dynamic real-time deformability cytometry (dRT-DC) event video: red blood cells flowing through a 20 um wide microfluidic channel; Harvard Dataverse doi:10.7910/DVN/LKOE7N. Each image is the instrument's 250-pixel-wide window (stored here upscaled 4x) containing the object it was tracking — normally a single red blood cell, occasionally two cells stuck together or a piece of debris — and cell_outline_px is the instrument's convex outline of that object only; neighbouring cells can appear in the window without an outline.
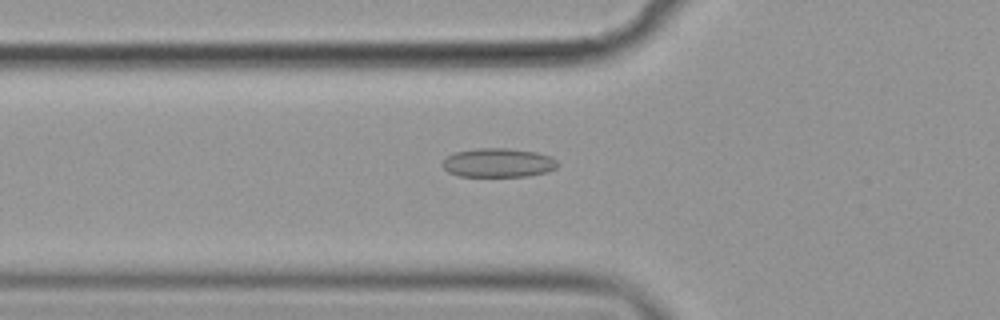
{"species": "common noctule bat (a hibernating species)", "species_latin": "Nyctalus noctula", "temperature_condition": "cold", "stored_images_in_passage": 47, "camera_frame_rate_fps": 3000, "um_per_image_px": 0.085, "animal": {"sex": "female", "body_mass_g": 19.9}, "frame": {"image": 1, "passage_image": 11, "time_ms": 3.333, "image_size_px": [1000, 320], "cell_outline_px": [[560, 164], [556, 168], [548, 172], [528, 176], [456, 176], [448, 172], [440, 164], [448, 156], [456, 152], [480, 148], [508, 148], [536, 152], [552, 156]], "centroid_in_image_um": [42.38, 13.84], "position_along_channel_um": 83.4, "area_um2": 19.59}}
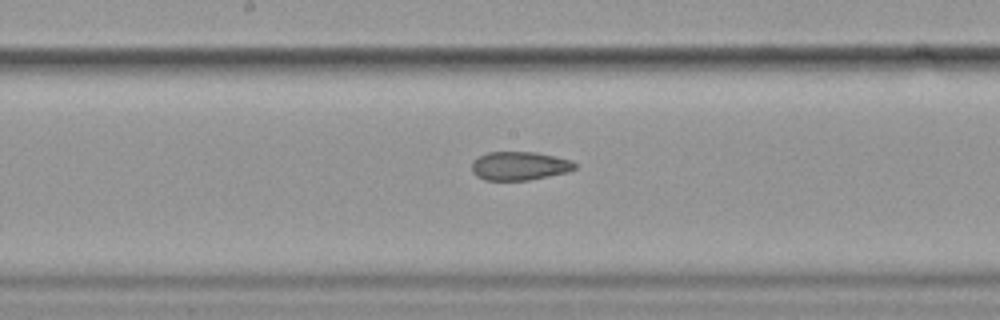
{"frame": {"image": 2, "passage_image": 21, "time_ms": 6.667, "image_size_px": [1000, 320], "cell_outline_px": [[576, 168], [568, 172], [528, 180], [484, 180], [476, 176], [472, 172], [472, 160], [488, 152], [536, 152], [572, 160], [576, 164]], "centroid_in_image_um": [44.15, 14.1], "position_along_channel_um": 204.1, "area_um2": 17.22}}
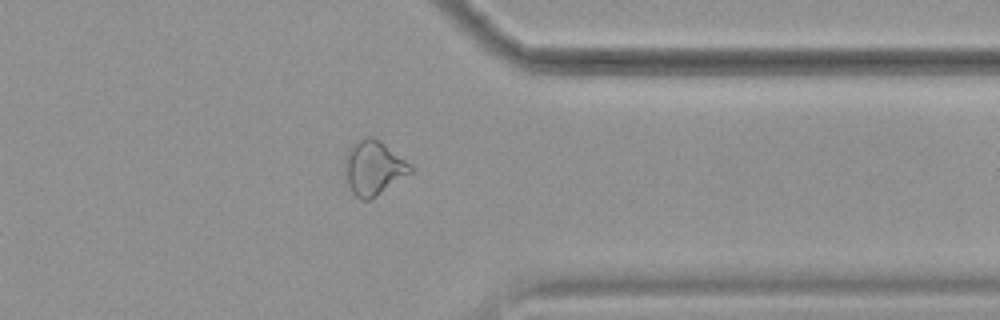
{"frame": {"image": 3, "passage_image": 36, "time_ms": 11.667, "image_size_px": [1000, 320], "cell_outline_px": [[412, 172], [372, 200], [360, 200], [352, 192], [348, 184], [344, 168], [344, 156], [348, 148], [352, 144], [368, 136], [372, 136], [380, 140], [412, 164]], "centroid_in_image_um": [31.75, 14.27], "position_along_channel_um": 379.7, "area_um2": 21.1}, "authors_computed_cell_mechanics": {"area_um2": 19.1318, "velocity_mm_per_s": 3.6064, "shape_relaxation_time_tau1_ms": null, "shape_relaxation_time_tau2_ms": 2.7151, "deformation_change_tau1": null, "deformation_change_tau2": 0.0813}}